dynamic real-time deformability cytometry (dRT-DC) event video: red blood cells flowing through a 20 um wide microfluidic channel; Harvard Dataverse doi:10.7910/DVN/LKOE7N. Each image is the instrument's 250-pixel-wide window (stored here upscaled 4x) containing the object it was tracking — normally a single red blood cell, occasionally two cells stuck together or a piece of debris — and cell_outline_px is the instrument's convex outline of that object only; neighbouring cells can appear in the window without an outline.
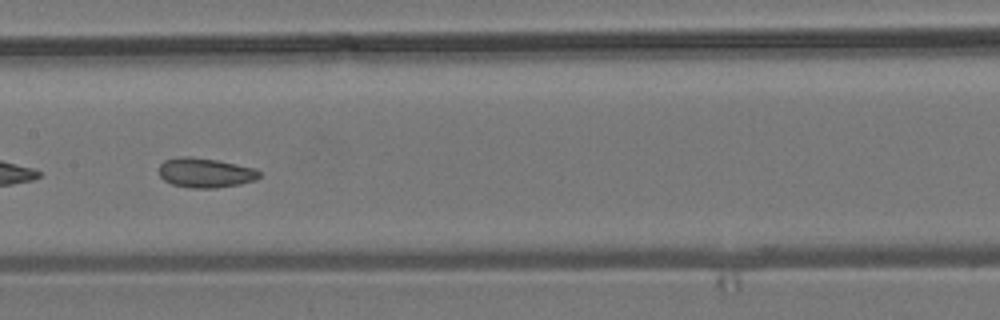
{"species": "common noctule bat (a hibernating species)", "species_latin": "Nyctalus noctula", "temperature_condition": "room temperature", "stored_images_in_passage": 36, "camera_frame_rate_fps": 3000, "um_per_image_px": 0.085, "animal": {"sex": "male", "body_mass_g": 19.2, "forearm_length_mm": 51.8}, "frame": {"image": 1, "passage_image": 15, "time_ms": 4.667, "image_size_px": [1000, 320], "cell_outline_px": [[260, 176], [256, 180], [240, 184], [216, 188], [192, 188], [172, 184], [164, 180], [160, 176], [160, 164], [164, 160], [180, 156], [188, 156], [216, 160], [256, 168], [260, 172]], "centroid_in_image_um": [17.46, 14.68], "position_along_channel_um": 189.9, "area_um2": 17.34}}
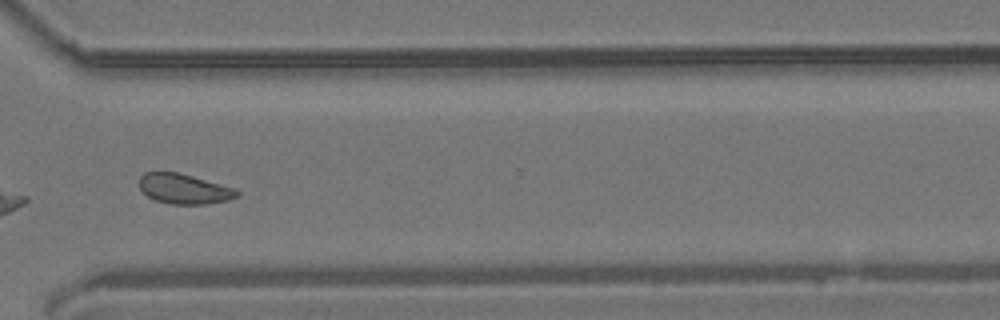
{"frame": {"image": 2, "passage_image": 28, "time_ms": 9.0, "image_size_px": [1000, 320], "cell_outline_px": [[240, 196], [228, 200], [208, 204], [172, 204], [156, 200], [148, 196], [140, 188], [140, 176], [144, 172], [180, 172], [236, 188], [240, 192]], "centroid_in_image_um": [15.7, 16.05], "position_along_channel_um": 354.9, "area_um2": 17.22}, "authors_computed_cell_mechanics": {"area_um2": 17.1666, "velocity_mm_per_s": 3.8166, "shape_relaxation_time_tau1_ms": null, "shape_relaxation_time_tau2_ms": 1.4743, "deformation_change_tau1": null, "deformation_change_tau2": 0.0753}}